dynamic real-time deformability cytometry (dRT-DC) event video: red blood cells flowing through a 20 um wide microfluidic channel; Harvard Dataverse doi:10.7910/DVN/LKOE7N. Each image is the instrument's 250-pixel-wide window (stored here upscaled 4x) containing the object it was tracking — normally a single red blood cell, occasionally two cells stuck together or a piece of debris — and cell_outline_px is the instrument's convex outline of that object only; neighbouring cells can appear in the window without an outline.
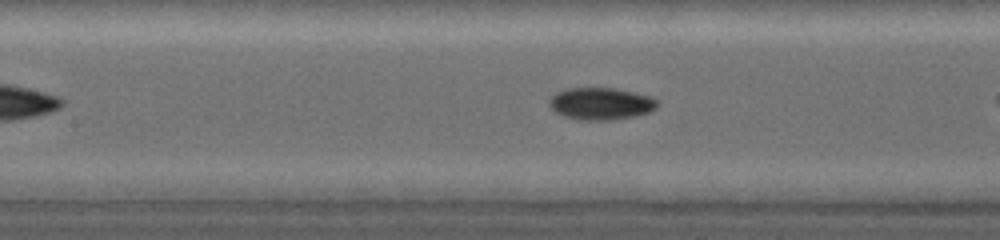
{"species": "common noctule bat (a hibernating species)", "species_latin": "Nyctalus noctula", "temperature_condition": "warm", "stored_images_in_passage": 22, "camera_frame_rate_fps": 5000, "um_per_image_px": 0.085, "animal": {"sex": "female", "body_mass_g": 19.0, "forearm_length_mm": 53.3}, "frame": {"image": 1, "passage_image": 10, "time_ms": 4.4, "image_size_px": [1000, 240], "cell_outline_px": [[656, 108], [648, 112], [632, 116], [608, 120], [576, 120], [564, 116], [556, 112], [548, 104], [548, 100], [556, 92], [564, 88], [616, 88], [636, 92], [652, 96], [656, 100]], "centroid_in_image_um": [51.03, 8.8], "position_along_channel_um": 156.4, "area_um2": 20.29}}